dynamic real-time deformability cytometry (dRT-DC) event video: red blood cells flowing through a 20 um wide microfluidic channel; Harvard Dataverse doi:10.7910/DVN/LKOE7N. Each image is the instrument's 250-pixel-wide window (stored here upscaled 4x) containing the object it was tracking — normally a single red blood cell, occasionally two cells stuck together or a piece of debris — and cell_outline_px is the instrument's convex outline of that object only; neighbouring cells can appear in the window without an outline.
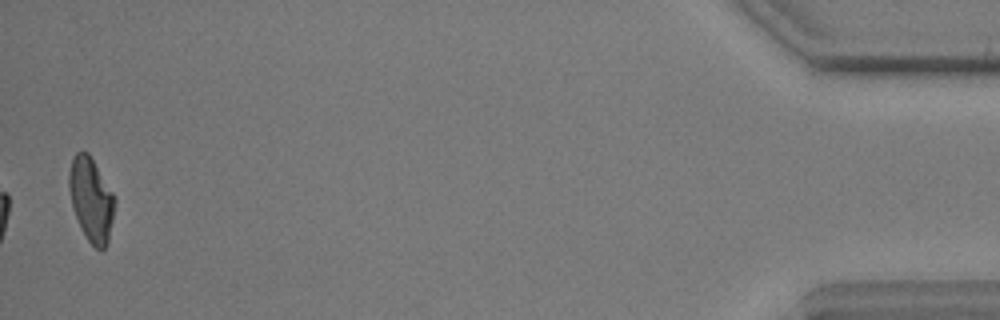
{"species": "common noctule bat (a hibernating species)", "species_latin": "Nyctalus noctula", "temperature_condition": "warm", "stored_images_in_passage": 41, "camera_frame_rate_fps": 3000, "um_per_image_px": 0.085, "animal": {"sex": "male", "body_mass_g": 17.9, "forearm_length_mm": 54.2}, "frame": {"image": 1, "passage_image": 41, "time_ms": 13.333, "image_size_px": [1000, 320], "cell_outline_px": [[116, 200], [108, 244], [100, 252], [88, 240], [80, 228], [72, 204], [68, 188], [68, 172], [72, 160], [76, 152], [88, 152], [112, 192]], "centroid_in_image_um": [7.75, 16.98], "position_along_channel_um": 427.5, "area_um2": 22.2}}